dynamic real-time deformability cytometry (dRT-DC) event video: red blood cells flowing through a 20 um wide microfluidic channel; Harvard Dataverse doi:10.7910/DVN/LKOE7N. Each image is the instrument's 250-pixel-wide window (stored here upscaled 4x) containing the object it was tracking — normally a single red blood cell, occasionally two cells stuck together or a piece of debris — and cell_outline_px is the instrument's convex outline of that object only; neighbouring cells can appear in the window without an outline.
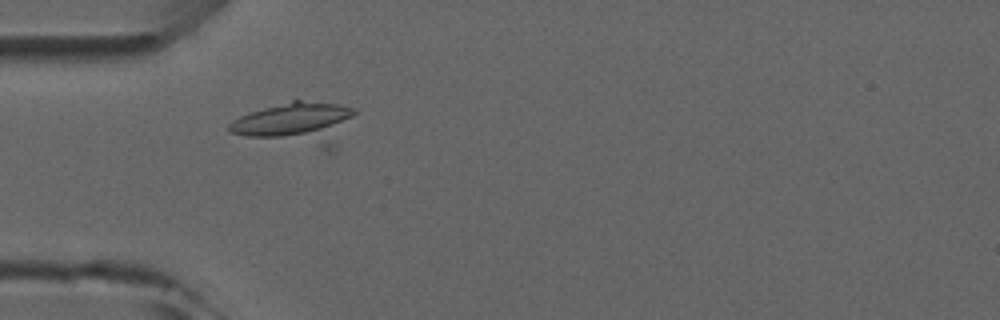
{"species": "common noctule bat (a hibernating species)", "species_latin": "Nyctalus noctula", "temperature_condition": "room temperature", "stored_images_in_passage": 4, "camera_frame_rate_fps": 3000, "um_per_image_px": 0.085, "animal": {"sex": "male", "forearm_length_mm": 52.5}, "frame": {"image": 1, "passage_image": 3, "time_ms": 2.333, "image_size_px": [1000, 320], "cell_outline_px": [[356, 112], [336, 152], [328, 152], [248, 136], [232, 132], [228, 128], [228, 124], [240, 116], [264, 108], [292, 100], [300, 100], [340, 104], [356, 108]], "centroid_in_image_um": [25.37, 10.55], "position_along_channel_um": 59.6, "area_um2": 31.96}}